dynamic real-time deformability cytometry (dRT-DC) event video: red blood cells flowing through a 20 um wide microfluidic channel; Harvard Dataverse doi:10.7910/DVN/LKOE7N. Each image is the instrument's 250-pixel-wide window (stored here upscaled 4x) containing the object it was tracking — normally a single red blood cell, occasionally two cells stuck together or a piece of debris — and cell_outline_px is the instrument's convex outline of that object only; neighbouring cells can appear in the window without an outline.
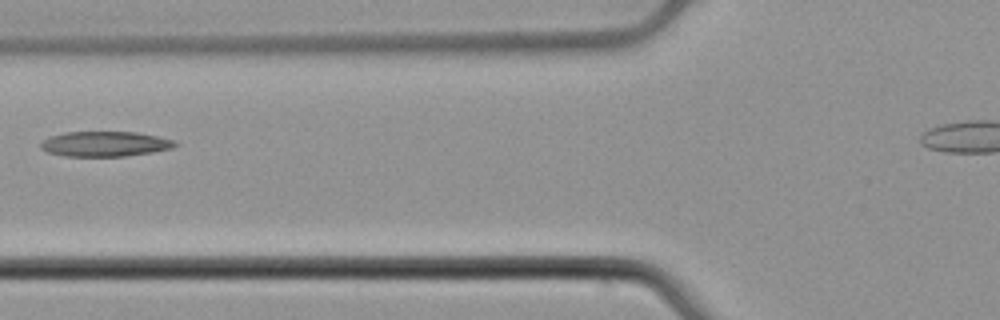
{"species": "common noctule bat (a hibernating species)", "species_latin": "Nyctalus noctula", "temperature_condition": "cold", "stored_images_in_passage": 3, "camera_frame_rate_fps": 3000, "um_per_image_px": 0.085, "animal": {"sex": "male", "body_mass_g": 21.5, "forearm_length_mm": 52.0}, "frame": {"image": 1, "passage_image": 3, "time_ms": 0.667, "image_size_px": [1000, 320], "cell_outline_px": [[180, 144], [172, 148], [152, 152], [124, 156], [64, 156], [48, 152], [40, 148], [40, 144], [44, 140], [52, 136], [64, 132], [136, 132], [176, 140]], "centroid_in_image_um": [8.95, 12.23], "position_along_channel_um": 116.8, "area_um2": 19.59}}